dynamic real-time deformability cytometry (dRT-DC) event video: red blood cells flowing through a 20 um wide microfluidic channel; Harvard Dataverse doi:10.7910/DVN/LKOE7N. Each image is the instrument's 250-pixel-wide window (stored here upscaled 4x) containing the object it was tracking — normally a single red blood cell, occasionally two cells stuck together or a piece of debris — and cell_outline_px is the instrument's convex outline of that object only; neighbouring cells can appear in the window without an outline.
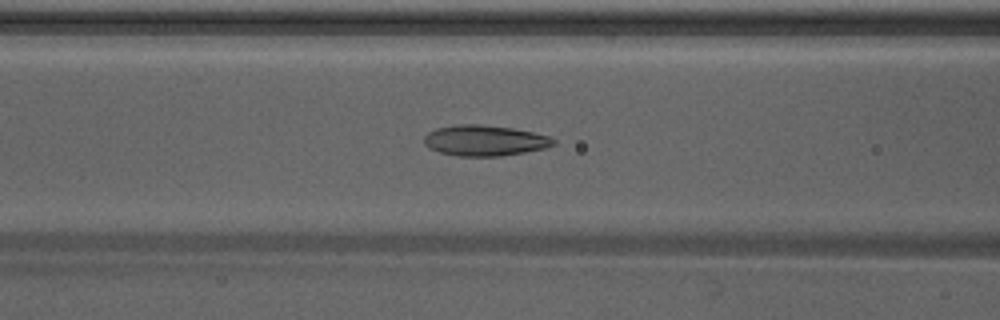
{"species": "Egyptian fruit bat (a non-hibernating species)", "species_latin": "Rousettus aegyptiacus", "temperature_condition": "warm", "stored_images_in_passage": 48, "camera_frame_rate_fps": 3000, "um_per_image_px": 0.085, "animal": {"sex": "male"}, "frame": {"image": 1, "passage_image": 20, "time_ms": 6.333, "image_size_px": [1000, 320], "cell_outline_px": [[556, 144], [544, 148], [524, 152], [500, 156], [456, 156], [440, 152], [428, 148], [424, 144], [424, 136], [428, 132], [436, 128], [456, 124], [480, 124], [512, 128], [532, 132], [548, 136], [556, 140]], "centroid_in_image_um": [41.16, 11.94], "position_along_channel_um": 125.4, "area_um2": 23.18}}
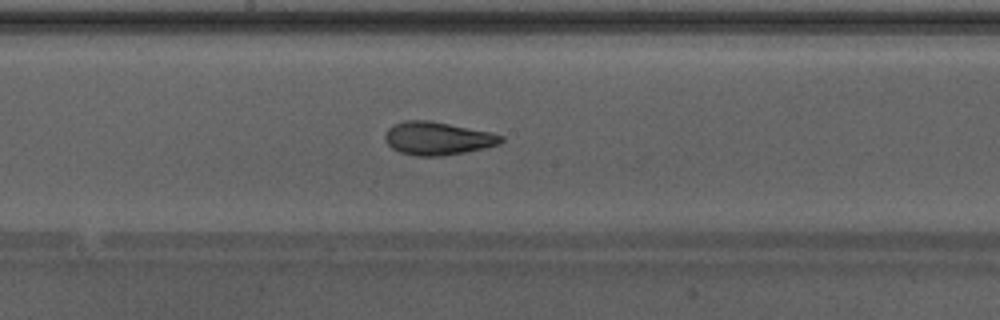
{"frame": {"image": 2, "passage_image": 26, "time_ms": 8.333, "image_size_px": [1000, 320], "cell_outline_px": [[504, 140], [500, 144], [484, 148], [444, 156], [416, 156], [400, 152], [392, 148], [384, 140], [384, 136], [388, 128], [404, 120], [432, 120], [492, 132], [504, 136]], "centroid_in_image_um": [37.21, 11.75], "position_along_channel_um": 211.0, "area_um2": 22.6}}
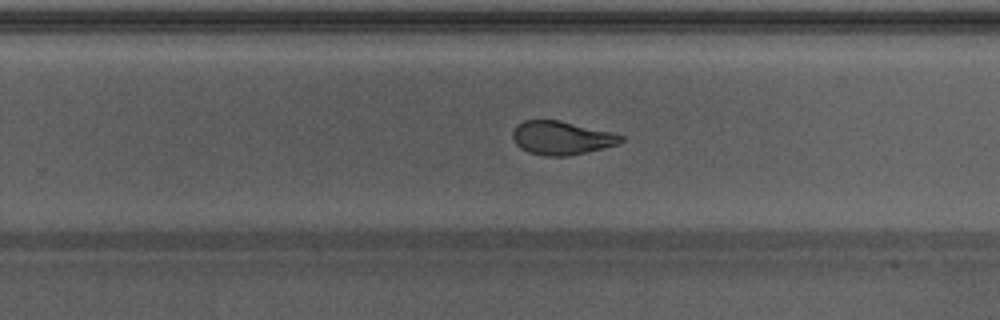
{"frame": {"image": 3, "passage_image": 31, "time_ms": 10.0, "image_size_px": [1000, 320], "cell_outline_px": [[624, 140], [616, 144], [568, 156], [544, 156], [528, 152], [520, 148], [516, 144], [512, 136], [512, 132], [516, 124], [524, 120], [560, 120], [612, 132], [624, 136]], "centroid_in_image_um": [47.68, 11.71], "position_along_channel_um": 282.1, "area_um2": 21.1}, "authors_computed_cell_mechanics": {"area_um2": 23.0622, "velocity_mm_per_s": 4.2821, "shape_relaxation_time_tau1_ms": 5.4208, "shape_relaxation_time_tau2_ms": 1.4187, "deformation_change_tau1": 0.1866, "deformation_change_tau2": 0.0869}}